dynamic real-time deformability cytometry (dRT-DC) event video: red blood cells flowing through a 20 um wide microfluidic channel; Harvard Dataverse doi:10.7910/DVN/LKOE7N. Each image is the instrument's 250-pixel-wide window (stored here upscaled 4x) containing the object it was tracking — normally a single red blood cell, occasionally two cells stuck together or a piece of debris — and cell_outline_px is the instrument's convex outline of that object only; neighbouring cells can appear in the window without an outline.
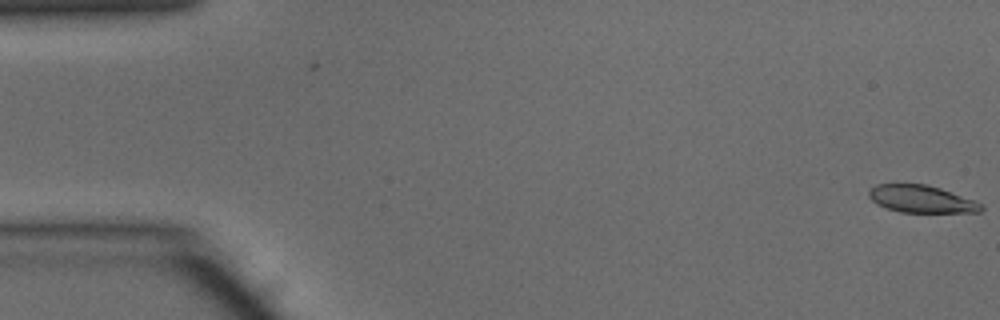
{"species": "common noctule bat (a hibernating species)", "species_latin": "Nyctalus noctula", "temperature_condition": "warm", "stored_images_in_passage": 15, "camera_frame_rate_fps": 3000, "um_per_image_px": 0.085, "animal": {"sex": "male", "body_mass_g": 15.6}, "frame": {"image": 1, "passage_image": 1, "time_ms": 0.0, "image_size_px": [1000, 320], "cell_outline_px": [[984, 208], [980, 212], [900, 212], [876, 204], [868, 196], [868, 192], [876, 184], [928, 184], [976, 200], [984, 204]], "centroid_in_image_um": [78.36, 16.91], "position_along_channel_um": 6.6, "area_um2": 17.98}}
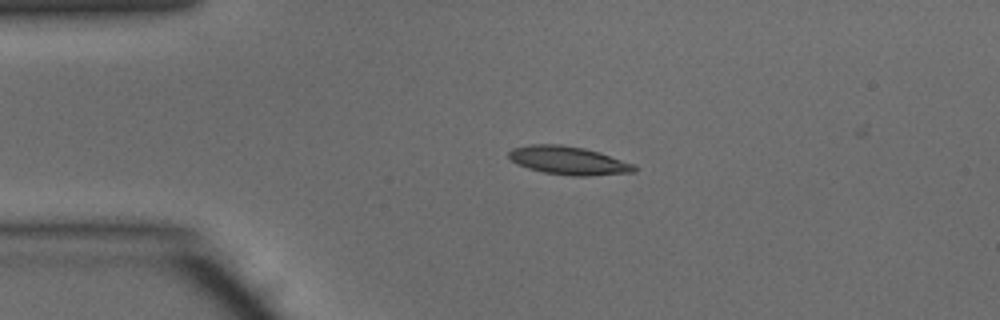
{"frame": {"image": 2, "passage_image": 11, "time_ms": 3.333, "image_size_px": [1000, 320], "cell_outline_px": [[636, 172], [588, 176], [572, 176], [544, 172], [528, 168], [516, 164], [508, 156], [508, 152], [512, 148], [528, 144], [560, 144], [584, 148], [600, 152], [636, 164]], "centroid_in_image_um": [48.34, 13.64], "position_along_channel_um": 36.7, "area_um2": 20.92}}